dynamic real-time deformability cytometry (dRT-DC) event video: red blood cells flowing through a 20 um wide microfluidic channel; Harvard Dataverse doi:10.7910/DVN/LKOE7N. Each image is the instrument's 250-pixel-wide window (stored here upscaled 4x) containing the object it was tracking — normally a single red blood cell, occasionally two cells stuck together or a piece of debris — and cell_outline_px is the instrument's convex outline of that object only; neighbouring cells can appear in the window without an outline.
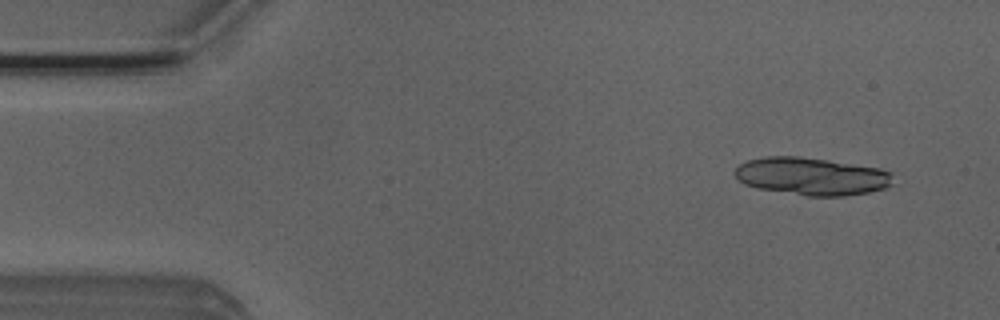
{"species": "Egyptian fruit bat (a non-hibernating species)", "species_latin": "Rousettus aegyptiacus", "temperature_condition": "room temperature", "stored_images_in_passage": 4, "camera_frame_rate_fps": 3000, "um_per_image_px": 0.085, "animal": {"sex": "male"}, "frame": {"image": 1, "passage_image": 1, "time_ms": 0.0, "image_size_px": [1000, 320], "cell_outline_px": [[896, 184], [884, 188], [868, 192], [844, 196], [808, 196], [756, 188], [744, 184], [732, 172], [740, 164], [748, 160], [764, 156], [796, 156], [828, 160], [880, 168], [892, 172]], "centroid_in_image_um": [69.02, 14.98], "position_along_channel_um": 16.0, "area_um2": 34.97}}